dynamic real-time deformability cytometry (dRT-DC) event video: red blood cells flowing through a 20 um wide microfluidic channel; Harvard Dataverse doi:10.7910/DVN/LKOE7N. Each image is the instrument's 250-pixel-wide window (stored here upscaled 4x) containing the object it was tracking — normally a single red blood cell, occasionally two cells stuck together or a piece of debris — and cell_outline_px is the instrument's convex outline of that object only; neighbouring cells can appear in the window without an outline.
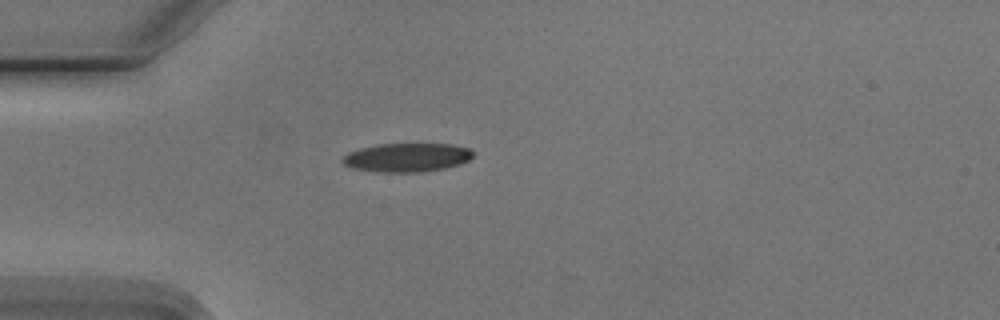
{"species": "Egyptian fruit bat (a non-hibernating species)", "species_latin": "Rousettus aegyptiacus", "temperature_condition": "cold", "stored_images_in_passage": 1, "camera_frame_rate_fps": 3000, "um_per_image_px": 0.085, "animal": {"sex": "male"}, "frame": {"image": 1, "passage_image": 1, "time_ms": 0.0, "image_size_px": [1000, 320], "cell_outline_px": [[472, 156], [468, 160], [460, 164], [444, 168], [420, 172], [384, 172], [352, 168], [344, 164], [340, 160], [348, 152], [360, 148], [380, 144], [452, 144], [468, 148], [472, 152]], "centroid_in_image_um": [34.57, 13.38], "position_along_channel_um": 50.4, "area_um2": 21.68}}